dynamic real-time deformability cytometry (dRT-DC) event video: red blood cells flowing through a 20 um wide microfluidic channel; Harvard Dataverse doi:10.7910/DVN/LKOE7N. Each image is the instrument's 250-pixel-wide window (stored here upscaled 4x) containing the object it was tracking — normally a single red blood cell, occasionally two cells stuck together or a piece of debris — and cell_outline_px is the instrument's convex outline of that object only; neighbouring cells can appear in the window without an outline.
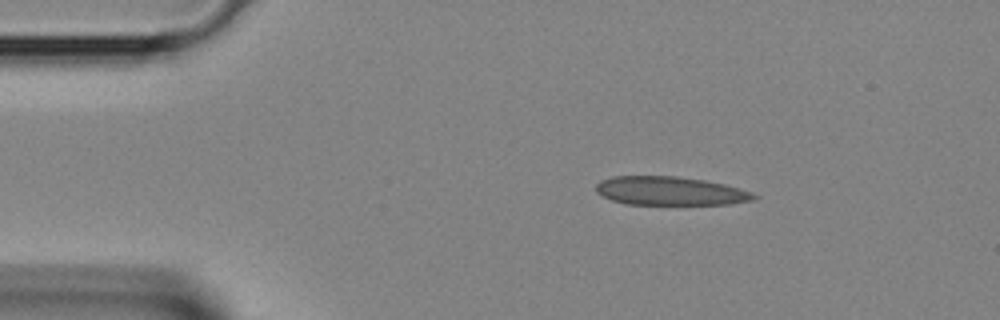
{"species": "Egyptian fruit bat (a non-hibernating species)", "species_latin": "Rousettus aegyptiacus", "temperature_condition": "room temperature", "stored_images_in_passage": 2, "camera_frame_rate_fps": 3000, "um_per_image_px": 0.085, "animal": {"sex": "female"}, "frame": {"image": 1, "passage_image": 1, "time_ms": 0.0, "image_size_px": [1000, 320], "cell_outline_px": [[760, 196], [756, 200], [732, 204], [624, 204], [612, 200], [596, 192], [596, 184], [600, 180], [612, 176], [676, 176], [704, 180], [724, 184], [752, 192]], "centroid_in_image_um": [56.99, 16.23], "position_along_channel_um": 28.0, "area_um2": 26.47}}
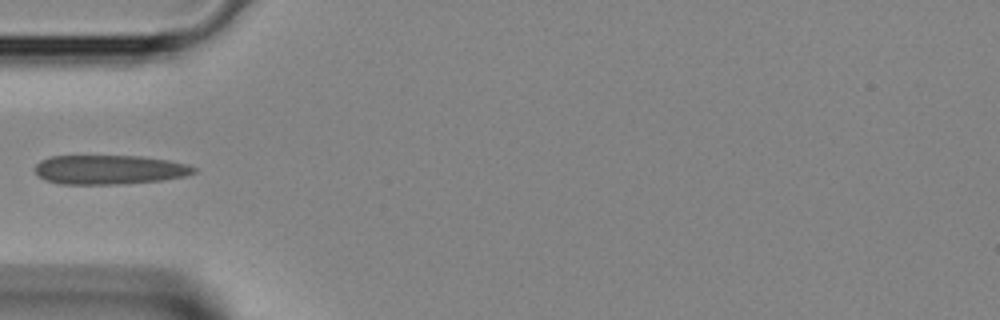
{"frame": {"image": 2, "passage_image": 2, "time_ms": 0.333, "image_size_px": [1000, 320], "cell_outline_px": [[196, 172], [184, 176], [160, 180], [116, 184], [60, 184], [44, 180], [36, 172], [36, 164], [40, 160], [52, 156], [140, 156], [168, 160], [188, 164], [196, 168]], "centroid_in_image_um": [9.29, 14.42], "position_along_channel_um": 75.7, "area_um2": 26.93}}